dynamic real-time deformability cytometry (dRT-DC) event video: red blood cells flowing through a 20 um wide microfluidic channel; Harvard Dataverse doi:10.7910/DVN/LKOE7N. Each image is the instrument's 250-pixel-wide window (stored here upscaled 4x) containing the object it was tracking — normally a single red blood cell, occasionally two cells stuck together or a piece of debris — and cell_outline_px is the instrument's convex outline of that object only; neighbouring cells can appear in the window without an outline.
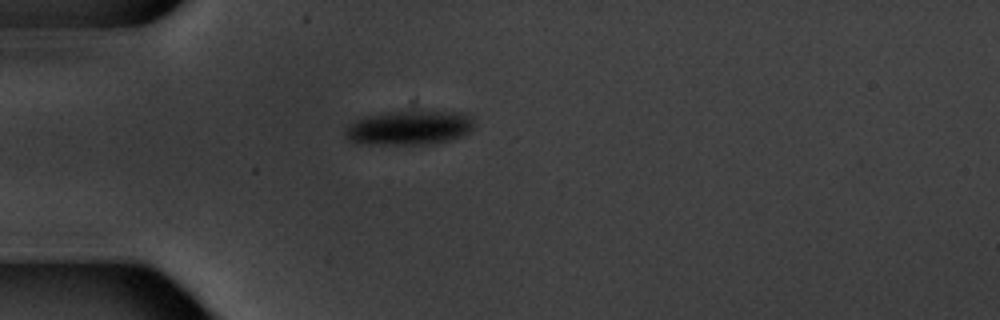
{"species": "common noctule bat (a hibernating species)", "species_latin": "Nyctalus noctula", "temperature_condition": "warm", "stored_images_in_passage": 2, "camera_frame_rate_fps": 3000, "um_per_image_px": 0.085, "animal": {"sex": "male", "body_mass_g": 20.1, "forearm_length_mm": 53.5}, "frame": {"image": 1, "passage_image": 1, "time_ms": 0.0, "image_size_px": [1000, 320], "cell_outline_px": [[472, 128], [468, 132], [460, 136], [448, 140], [428, 144], [356, 144], [348, 140], [344, 136], [344, 128], [348, 124], [364, 116], [408, 108], [420, 108], [468, 112], [472, 120]], "centroid_in_image_um": [34.75, 10.79], "position_along_channel_um": 50.2, "area_um2": 27.11}}